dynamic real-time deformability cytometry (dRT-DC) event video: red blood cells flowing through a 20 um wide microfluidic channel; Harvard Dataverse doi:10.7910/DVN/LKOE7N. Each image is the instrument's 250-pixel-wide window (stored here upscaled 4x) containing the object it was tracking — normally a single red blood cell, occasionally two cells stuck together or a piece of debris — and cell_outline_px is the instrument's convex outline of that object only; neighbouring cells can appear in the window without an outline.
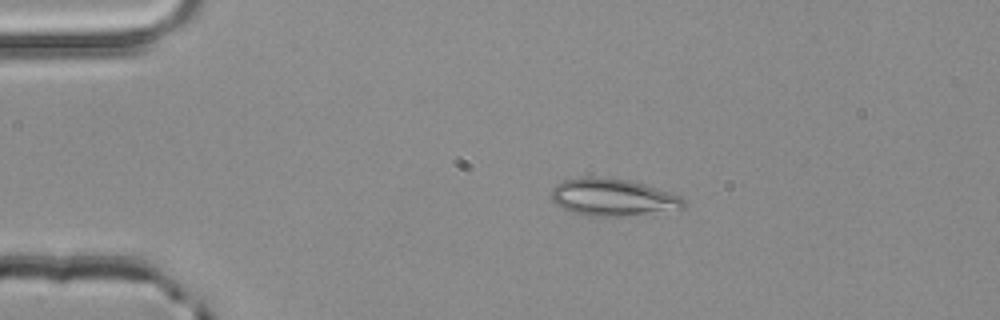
{"species": "common noctule bat (a hibernating species)", "species_latin": "Nyctalus noctula", "temperature_condition": "room temperature", "stored_images_in_passage": 51, "camera_frame_rate_fps": 3000, "um_per_image_px": 0.085, "animal": {"sex": "male", "body_mass_g": 20.4}, "frame": {"image": 1, "passage_image": 10, "time_ms": 3.0, "image_size_px": [1000, 320], "cell_outline_px": [[684, 208], [620, 216], [588, 216], [572, 212], [556, 204], [552, 200], [552, 188], [556, 184], [564, 180], [580, 176], [596, 176], [628, 180], [644, 184], [680, 196], [684, 200]], "centroid_in_image_um": [52.02, 16.75], "position_along_channel_um": 33.0, "area_um2": 28.44}}
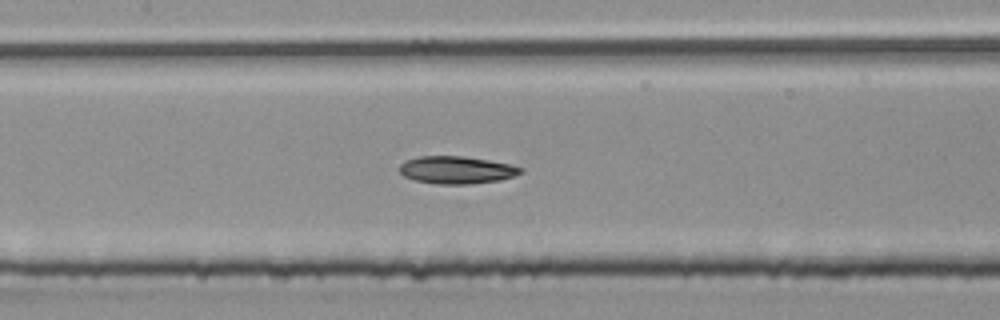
{"frame": {"image": 2, "passage_image": 24, "time_ms": 7.667, "image_size_px": [1000, 320], "cell_outline_px": [[524, 172], [500, 180], [468, 184], [436, 184], [416, 180], [404, 176], [400, 172], [400, 164], [404, 160], [420, 156], [464, 156], [488, 160], [508, 164], [524, 168]], "centroid_in_image_um": [38.8, 14.44], "position_along_channel_um": 168.6, "area_um2": 19.36}}
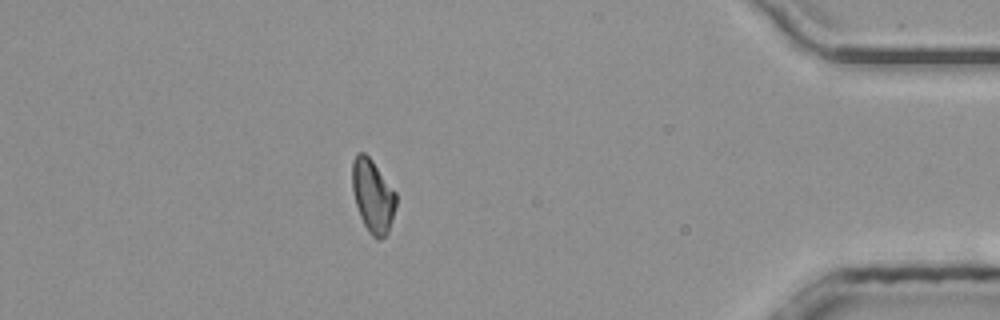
{"frame": {"image": 3, "passage_image": 45, "time_ms": 14.667, "image_size_px": [1000, 320], "cell_outline_px": [[396, 204], [392, 220], [388, 232], [380, 240], [376, 240], [372, 236], [364, 224], [360, 216], [352, 192], [352, 160], [356, 152], [364, 152], [372, 160], [396, 192]], "centroid_in_image_um": [31.67, 16.64], "position_along_channel_um": 403.5, "area_um2": 18.73}, "authors_computed_cell_mechanics": {"area_um2": 19.2474, "velocity_mm_per_s": 4.0252, "shape_relaxation_time_tau1_ms": 7.1834, "shape_relaxation_time_tau2_ms": 5.1023, "deformation_change_tau1": 0.1585, "deformation_change_tau2": 0.1017}}